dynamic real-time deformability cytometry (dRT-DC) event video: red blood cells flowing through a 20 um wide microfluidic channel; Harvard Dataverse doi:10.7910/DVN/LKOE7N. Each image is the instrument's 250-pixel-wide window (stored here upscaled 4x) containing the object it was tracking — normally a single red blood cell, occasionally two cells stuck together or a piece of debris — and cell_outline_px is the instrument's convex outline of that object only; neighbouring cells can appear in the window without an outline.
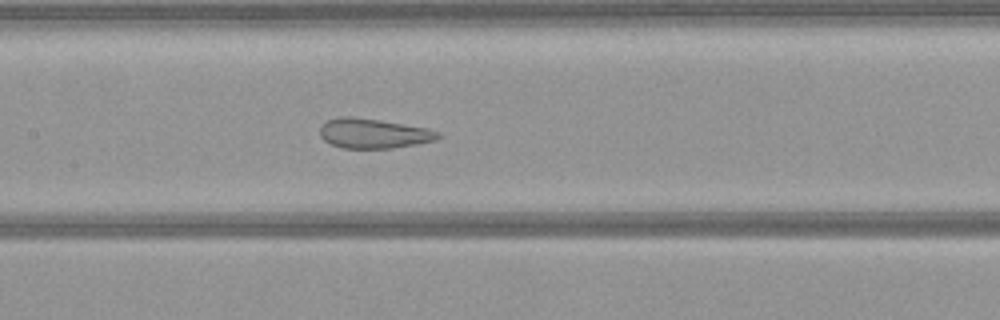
{"species": "common noctule bat (a hibernating species)", "species_latin": "Nyctalus noctula", "temperature_condition": "warm", "stored_images_in_passage": 39, "camera_frame_rate_fps": 3000, "um_per_image_px": 0.085, "animal": {"sex": "female", "body_mass_g": 21.9}, "frame": {"image": 1, "passage_image": 10, "time_ms": 3.0, "image_size_px": [1000, 320], "cell_outline_px": [[440, 136], [436, 140], [416, 144], [392, 148], [340, 148], [324, 140], [320, 136], [320, 128], [328, 120], [340, 116], [352, 116], [380, 120], [428, 128], [440, 132]], "centroid_in_image_um": [31.75, 11.34], "position_along_channel_um": 175.7, "area_um2": 20.46}}
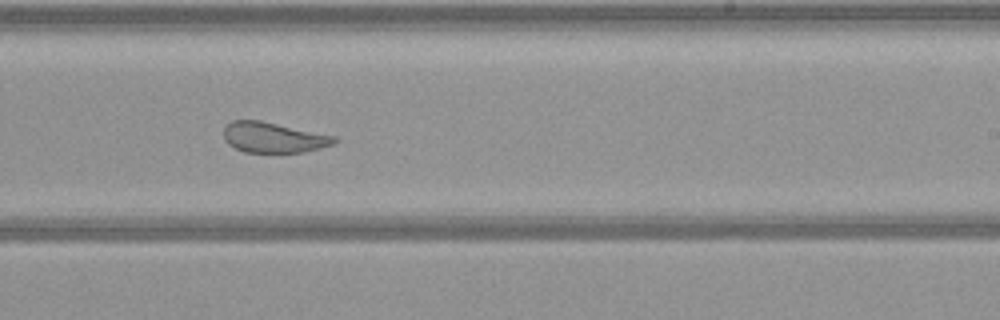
{"frame": {"image": 2, "passage_image": 17, "time_ms": 5.333, "image_size_px": [1000, 320], "cell_outline_px": [[340, 140], [336, 144], [304, 152], [244, 152], [228, 144], [224, 140], [224, 128], [232, 120], [260, 120], [336, 136]], "centroid_in_image_um": [23.28, 11.68], "position_along_channel_um": 265.7, "area_um2": 19.71}}
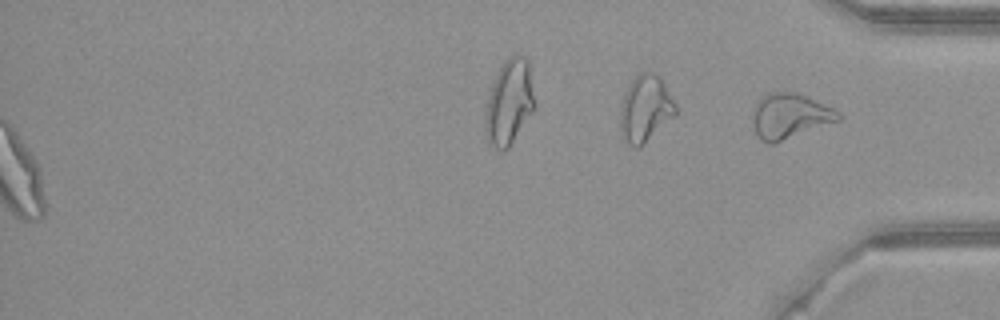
{"frame": {"image": 3, "passage_image": 39, "time_ms": 12.667, "image_size_px": [1000, 320], "cell_outline_px": [[844, 116], [840, 120], [772, 144], [768, 144], [760, 140], [756, 132], [752, 120], [752, 112], [756, 104], [768, 92], [796, 92], [832, 108], [840, 112]], "centroid_in_image_um": [67.13, 9.87], "position_along_channel_um": 368.1, "area_um2": 22.31}}